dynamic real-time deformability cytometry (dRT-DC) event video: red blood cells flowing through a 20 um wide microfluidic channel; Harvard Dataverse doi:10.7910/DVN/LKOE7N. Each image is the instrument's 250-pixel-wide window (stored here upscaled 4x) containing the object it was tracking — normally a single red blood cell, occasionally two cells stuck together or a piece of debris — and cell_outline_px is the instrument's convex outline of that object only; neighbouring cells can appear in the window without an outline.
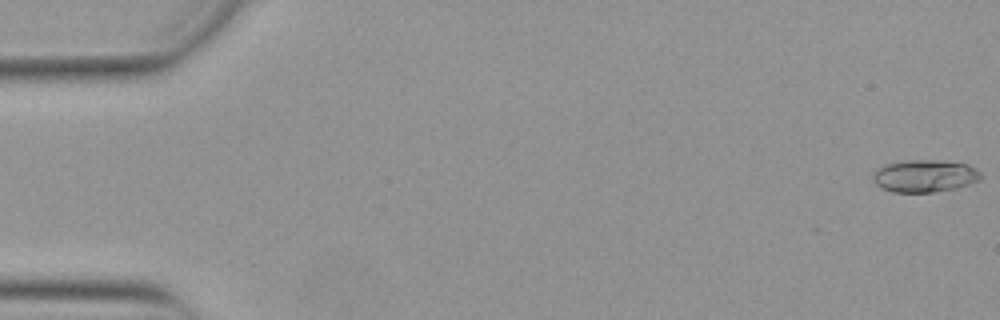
{"species": "Egyptian fruit bat (a non-hibernating species)", "species_latin": "Rousettus aegyptiacus", "temperature_condition": "warm", "stored_images_in_passage": 9, "camera_frame_rate_fps": 3000, "um_per_image_px": 0.085, "animal": {"sex": "female"}, "frame": {"image": 1, "passage_image": 1, "time_ms": 0.0, "image_size_px": [1000, 320], "cell_outline_px": [[980, 180], [956, 188], [932, 192], [892, 192], [880, 188], [872, 180], [872, 176], [876, 168], [884, 164], [908, 160], [932, 160], [968, 164], [976, 168], [980, 172]], "centroid_in_image_um": [78.55, 14.96], "position_along_channel_um": 6.5, "area_um2": 20.4}}